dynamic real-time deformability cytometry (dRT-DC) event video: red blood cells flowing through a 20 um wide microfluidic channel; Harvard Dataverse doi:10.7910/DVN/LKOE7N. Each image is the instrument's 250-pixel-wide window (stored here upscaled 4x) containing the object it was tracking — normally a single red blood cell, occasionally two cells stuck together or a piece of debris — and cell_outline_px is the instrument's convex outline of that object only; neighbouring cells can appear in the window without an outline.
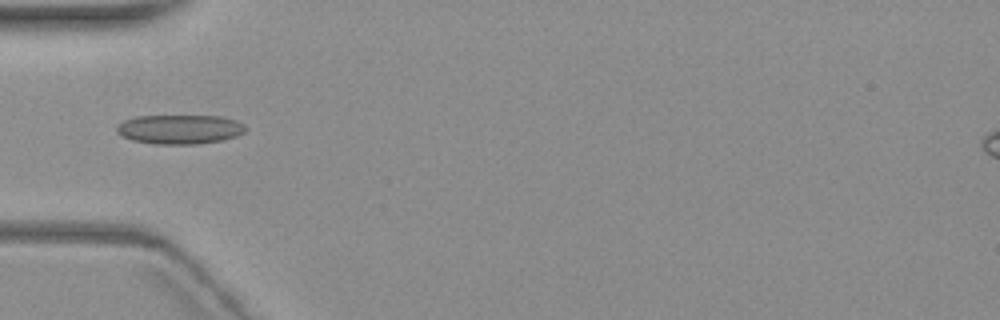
{"species": "common noctule bat (a hibernating species)", "species_latin": "Nyctalus noctula", "temperature_condition": "warm", "stored_images_in_passage": 10, "camera_frame_rate_fps": 3000, "um_per_image_px": 0.085, "animal": {"sex": "female", "body_mass_g": 19.3, "forearm_length_mm": 54.1}, "frame": {"image": 1, "passage_image": 4, "time_ms": 4.333, "image_size_px": [1000, 320], "cell_outline_px": [[244, 132], [236, 136], [224, 140], [196, 144], [156, 144], [132, 140], [120, 136], [116, 132], [116, 124], [124, 120], [136, 116], [220, 116], [236, 120], [244, 124]], "centroid_in_image_um": [15.23, 10.99], "position_along_channel_um": 69.8, "area_um2": 22.14}}
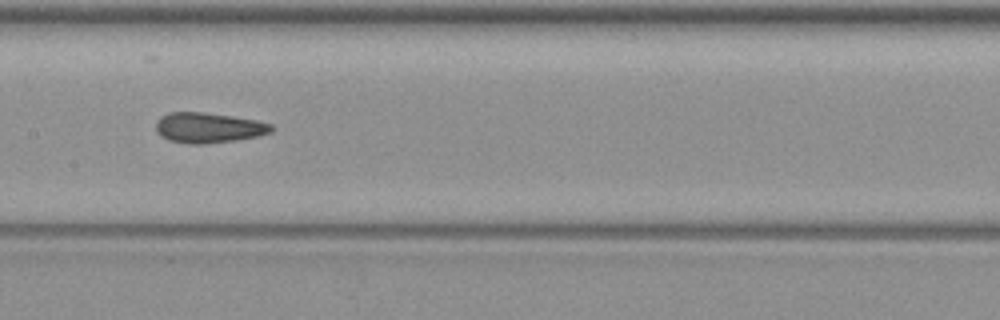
{"frame": {"image": 2, "passage_image": 7, "time_ms": 7.667, "image_size_px": [1000, 320], "cell_outline_px": [[272, 132], [256, 136], [236, 140], [204, 144], [188, 144], [168, 140], [160, 136], [156, 132], [156, 120], [160, 116], [168, 112], [204, 112], [232, 116], [256, 120], [272, 124]], "centroid_in_image_um": [17.67, 10.85], "position_along_channel_um": 189.7, "area_um2": 20.52}}
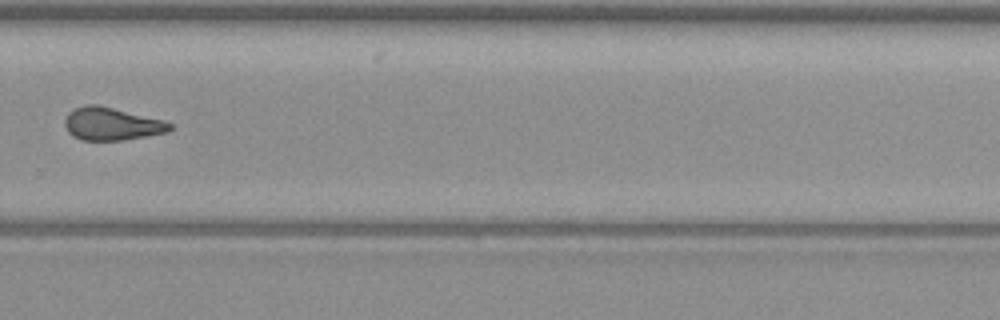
{"frame": {"image": 3, "passage_image": 10, "time_ms": 11.333, "image_size_px": [1000, 320], "cell_outline_px": [[172, 128], [168, 132], [124, 140], [80, 140], [72, 136], [68, 132], [64, 124], [64, 120], [68, 112], [84, 104], [96, 104], [164, 120], [172, 124]], "centroid_in_image_um": [9.47, 10.53], "position_along_channel_um": 320.3, "area_um2": 20.11}}